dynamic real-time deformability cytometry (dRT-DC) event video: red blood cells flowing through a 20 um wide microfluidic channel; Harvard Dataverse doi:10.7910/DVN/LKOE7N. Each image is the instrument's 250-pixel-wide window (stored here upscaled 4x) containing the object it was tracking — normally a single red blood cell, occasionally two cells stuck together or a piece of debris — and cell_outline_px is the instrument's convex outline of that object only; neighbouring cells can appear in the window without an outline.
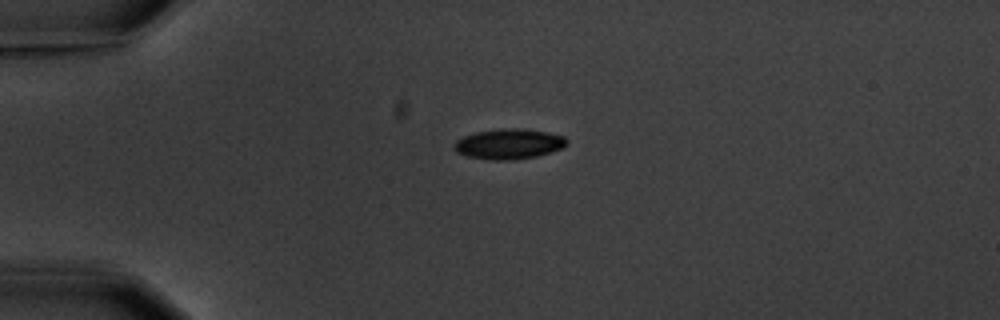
{"species": "common noctule bat (a hibernating species)", "species_latin": "Nyctalus noctula", "temperature_condition": "warm", "stored_images_in_passage": 3, "camera_frame_rate_fps": 3000, "um_per_image_px": 0.085, "animal": {"sex": "male", "body_mass_g": 20.1, "forearm_length_mm": 53.5}, "frame": {"image": 1, "passage_image": 1, "time_ms": 0.0, "image_size_px": [1000, 320], "cell_outline_px": [[568, 144], [564, 148], [536, 156], [508, 160], [488, 160], [468, 156], [456, 152], [452, 148], [456, 140], [464, 136], [476, 132], [500, 128], [524, 128], [548, 132], [564, 136], [568, 140]], "centroid_in_image_um": [43.26, 12.22], "position_along_channel_um": 41.7, "area_um2": 20.06}}
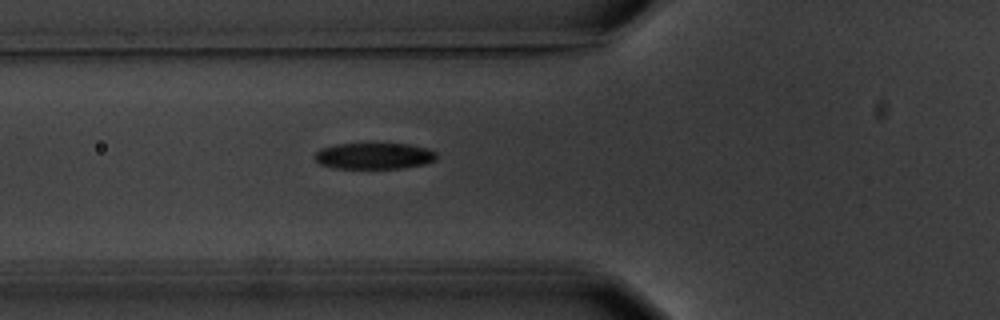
{"frame": {"image": 2, "passage_image": 3, "time_ms": 2.333, "image_size_px": [1000, 320], "cell_outline_px": [[436, 160], [424, 164], [400, 168], [332, 168], [320, 164], [312, 156], [320, 148], [336, 144], [408, 144], [428, 148], [436, 152]], "centroid_in_image_um": [31.77, 13.25], "position_along_channel_um": 94.0, "area_um2": 18.67}}